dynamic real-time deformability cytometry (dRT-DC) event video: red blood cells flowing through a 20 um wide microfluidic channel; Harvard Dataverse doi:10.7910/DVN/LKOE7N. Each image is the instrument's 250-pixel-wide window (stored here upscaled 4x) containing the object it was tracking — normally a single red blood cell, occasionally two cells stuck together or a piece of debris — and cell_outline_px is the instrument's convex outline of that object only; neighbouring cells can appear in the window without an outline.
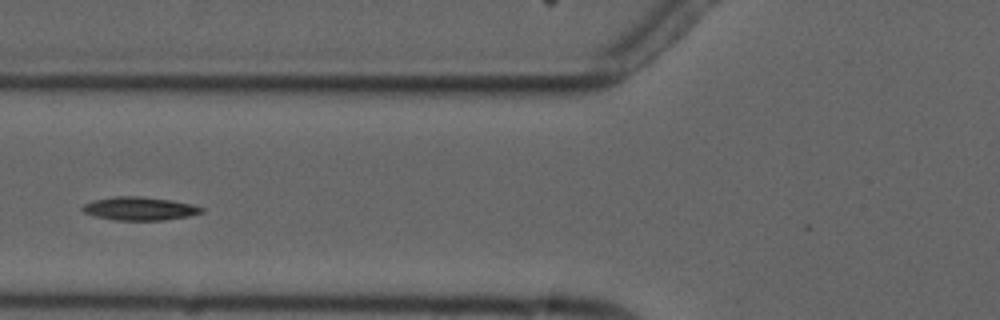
{"species": "common noctule bat (a hibernating species)", "species_latin": "Nyctalus noctula", "temperature_condition": "cold", "stored_images_in_passage": 4, "camera_frame_rate_fps": 3000, "um_per_image_px": 0.085, "animal": {"sex": "male", "forearm_length_mm": 52.5}, "frame": {"image": 1, "passage_image": 4, "time_ms": 3.667, "image_size_px": [1000, 320], "cell_outline_px": [[204, 212], [188, 216], [160, 220], [112, 220], [92, 216], [84, 212], [80, 208], [84, 204], [92, 200], [116, 196], [140, 196], [172, 200], [192, 204], [204, 208]], "centroid_in_image_um": [11.83, 17.73], "position_along_channel_um": 114.0, "area_um2": 16.3}}